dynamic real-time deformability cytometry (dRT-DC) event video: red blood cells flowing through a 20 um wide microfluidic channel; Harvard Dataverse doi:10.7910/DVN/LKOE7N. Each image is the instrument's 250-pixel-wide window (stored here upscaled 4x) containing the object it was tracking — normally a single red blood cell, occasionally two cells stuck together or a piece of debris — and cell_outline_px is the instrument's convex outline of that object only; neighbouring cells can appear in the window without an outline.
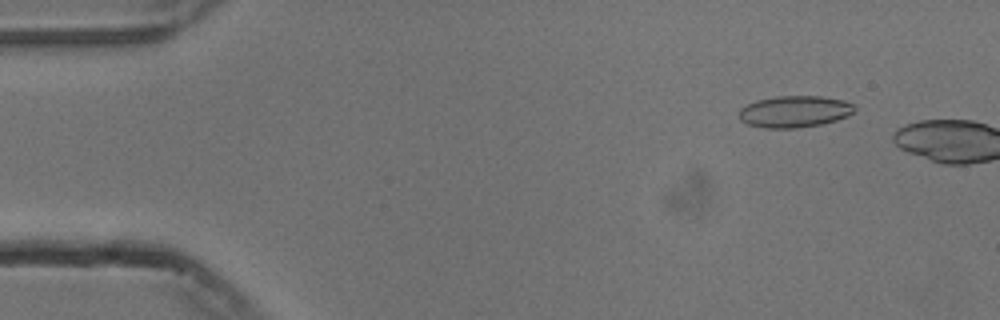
{"species": "common noctule bat (a hibernating species)", "species_latin": "Nyctalus noctula", "temperature_condition": "cold", "stored_images_in_passage": 9, "camera_frame_rate_fps": 3000, "um_per_image_px": 0.085, "animal": {"sex": "male", "body_mass_g": 13.3}, "frame": {"image": 1, "passage_image": 6, "time_ms": 1.667, "image_size_px": [1000, 320], "cell_outline_px": [[856, 108], [848, 116], [836, 120], [820, 124], [796, 128], [764, 128], [748, 124], [740, 120], [740, 108], [756, 100], [776, 96], [820, 96], [844, 100], [852, 104]], "centroid_in_image_um": [67.53, 9.48], "position_along_channel_um": 17.5, "area_um2": 21.21}}